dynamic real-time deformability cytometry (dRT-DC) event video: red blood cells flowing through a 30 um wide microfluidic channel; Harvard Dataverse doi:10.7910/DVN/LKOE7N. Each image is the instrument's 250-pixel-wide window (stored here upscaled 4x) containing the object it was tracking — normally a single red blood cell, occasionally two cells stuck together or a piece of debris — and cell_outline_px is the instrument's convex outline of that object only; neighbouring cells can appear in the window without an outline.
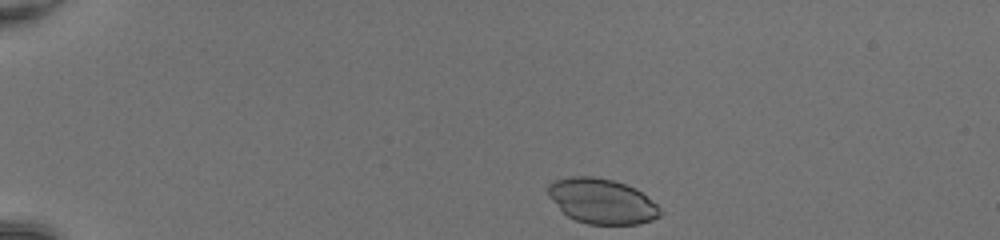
{"species": "common noctule bat (a hibernating species)", "species_latin": "Nyctalus noctula", "temperature_condition": "room temperature", "stored_images_in_passage": 40, "camera_frame_rate_fps": 3000, "um_per_image_px": 0.085, "animal": {"sex": "female", "body_mass_g": 20.0, "forearm_length_mm": 54.0}, "frame": {"image": 1, "passage_image": 1, "time_ms": 0.0, "image_size_px": [1000, 240], "cell_outline_px": [[664, 212], [660, 216], [652, 220], [640, 224], [588, 224], [576, 220], [568, 216], [548, 196], [548, 184], [556, 180], [568, 176], [592, 176], [612, 180], [636, 188], [656, 204]], "centroid_in_image_um": [51.18, 17.1], "position_along_channel_um": 33.8, "area_um2": 29.36}}
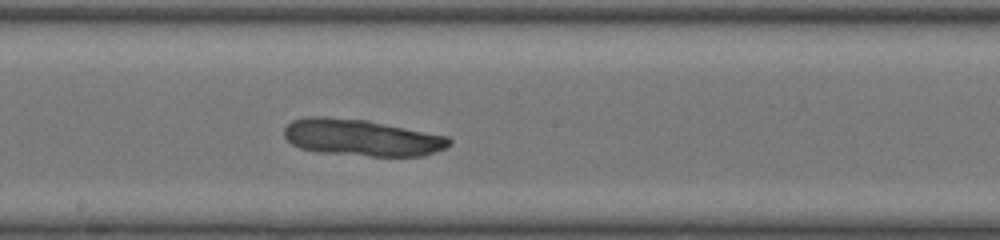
{"frame": {"image": 2, "passage_image": 20, "time_ms": 6.333, "image_size_px": [1000, 240], "cell_outline_px": [[452, 144], [444, 148], [424, 156], [372, 156], [316, 152], [300, 148], [292, 144], [284, 136], [284, 128], [292, 120], [304, 116], [328, 116], [368, 120], [448, 136], [452, 140]], "centroid_in_image_um": [30.72, 11.69], "position_along_channel_um": 217.5, "area_um2": 35.6}}
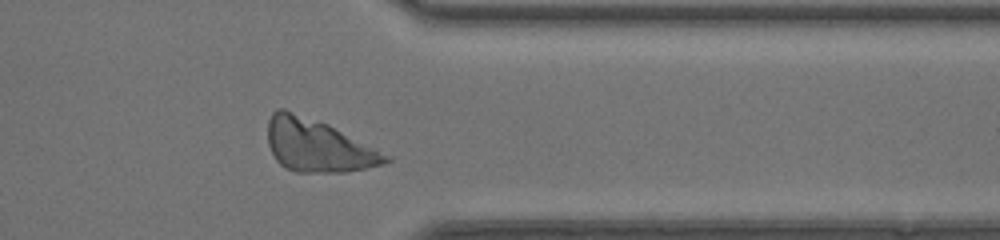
{"frame": {"image": 3, "passage_image": 32, "time_ms": 10.333, "image_size_px": [1000, 240], "cell_outline_px": [[392, 160], [384, 164], [368, 168], [348, 172], [296, 172], [284, 168], [276, 160], [268, 144], [268, 120], [272, 112], [276, 108], [284, 108], [328, 124], [392, 156]], "centroid_in_image_um": [27.02, 12.38], "position_along_channel_um": 384.4, "area_um2": 36.36}}